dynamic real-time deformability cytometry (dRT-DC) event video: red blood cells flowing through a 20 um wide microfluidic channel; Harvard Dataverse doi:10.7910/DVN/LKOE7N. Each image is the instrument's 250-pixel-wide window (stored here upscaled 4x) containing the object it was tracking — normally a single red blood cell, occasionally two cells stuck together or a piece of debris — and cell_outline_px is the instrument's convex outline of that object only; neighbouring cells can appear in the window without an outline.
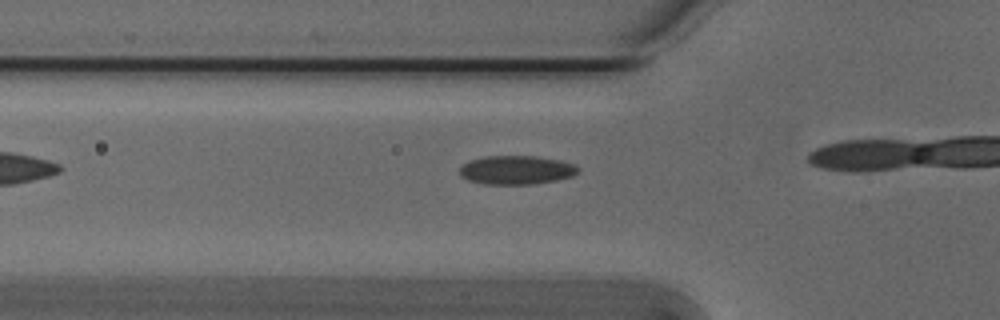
{"species": "Egyptian fruit bat (a non-hibernating species)", "species_latin": "Rousettus aegyptiacus", "temperature_condition": "cold", "stored_images_in_passage": 6, "camera_frame_rate_fps": 3000, "um_per_image_px": 0.085, "animal": {"sex": "male"}, "frame": {"image": 1, "passage_image": 2, "time_ms": 0.333, "image_size_px": [1000, 320], "cell_outline_px": [[580, 168], [572, 176], [556, 180], [532, 184], [484, 184], [468, 180], [460, 176], [460, 168], [468, 160], [484, 156], [536, 156], [560, 160], [576, 164]], "centroid_in_image_um": [43.88, 14.44], "position_along_channel_um": 81.9, "area_um2": 19.94}}
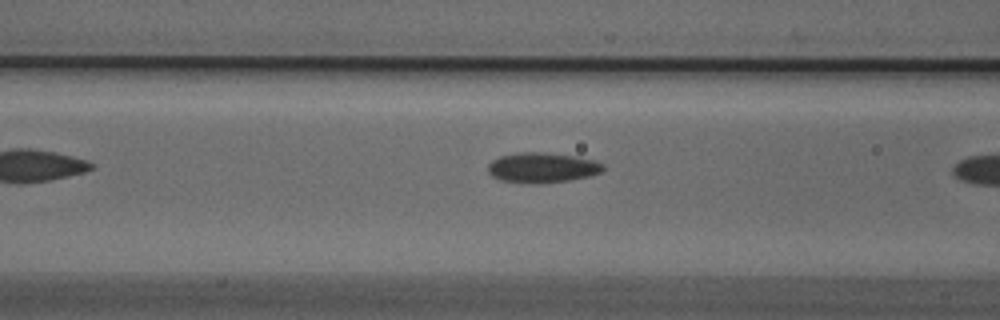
{"frame": {"image": 2, "passage_image": 5, "time_ms": 1.333, "image_size_px": [1000, 320], "cell_outline_px": [[604, 168], [600, 172], [588, 176], [572, 180], [536, 184], [532, 184], [500, 180], [492, 176], [488, 172], [488, 164], [492, 160], [500, 156], [520, 152], [544, 152], [576, 156], [596, 160], [604, 164]], "centroid_in_image_um": [46.09, 14.25], "position_along_channel_um": 120.5, "area_um2": 20.4}}